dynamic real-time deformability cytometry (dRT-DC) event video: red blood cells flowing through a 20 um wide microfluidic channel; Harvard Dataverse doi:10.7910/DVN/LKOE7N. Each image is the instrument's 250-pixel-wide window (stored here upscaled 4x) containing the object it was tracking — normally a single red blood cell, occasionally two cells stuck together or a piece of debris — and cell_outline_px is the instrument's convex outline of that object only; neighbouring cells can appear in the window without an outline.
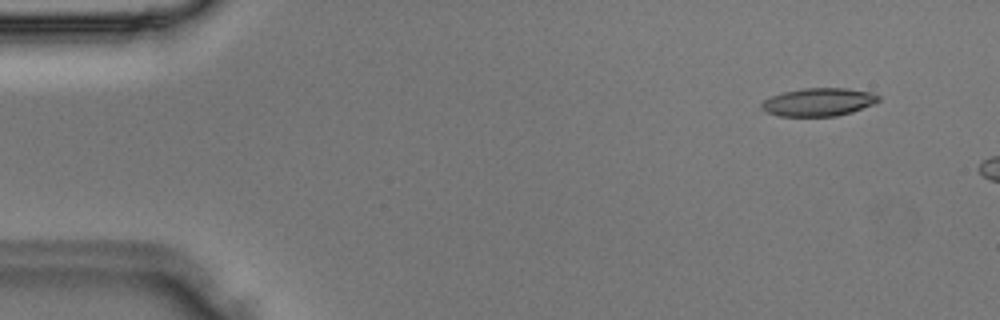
{"species": "Egyptian fruit bat (a non-hibernating species)", "species_latin": "Rousettus aegyptiacus", "temperature_condition": "room temperature", "stored_images_in_passage": 3, "camera_frame_rate_fps": 3000, "um_per_image_px": 0.085, "animal": {"sex": "male"}, "frame": {"image": 1, "passage_image": 1, "time_ms": 0.0, "image_size_px": [1000, 320], "cell_outline_px": [[880, 100], [872, 104], [852, 112], [836, 116], [780, 116], [768, 112], [760, 104], [764, 100], [772, 96], [784, 92], [804, 88], [844, 88], [872, 92], [880, 96]], "centroid_in_image_um": [69.61, 8.67], "position_along_channel_um": 15.4, "area_um2": 18.9}}